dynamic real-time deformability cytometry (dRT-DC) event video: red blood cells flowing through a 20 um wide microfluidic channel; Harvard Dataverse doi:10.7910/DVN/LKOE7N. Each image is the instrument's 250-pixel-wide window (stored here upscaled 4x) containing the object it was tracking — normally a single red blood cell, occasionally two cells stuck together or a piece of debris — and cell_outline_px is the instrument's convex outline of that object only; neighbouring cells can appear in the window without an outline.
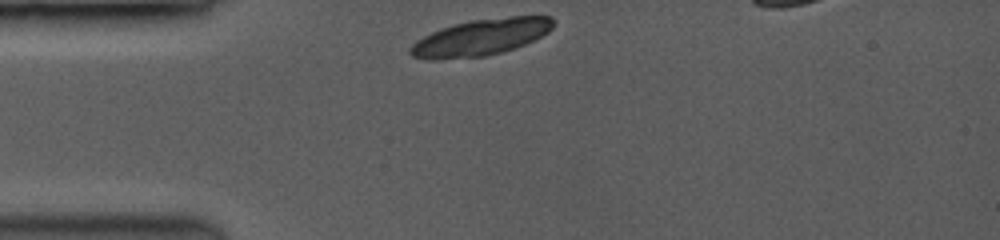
{"species": "common noctule bat (a hibernating species)", "species_latin": "Nyctalus noctula", "temperature_condition": "room temperature", "stored_images_in_passage": 23, "camera_frame_rate_fps": 3500, "um_per_image_px": 0.085, "animal": {"sex": "female", "body_mass_g": 19.0, "forearm_length_mm": 53.3}, "frame": {"image": 1, "passage_image": 1, "time_ms": 0.0, "image_size_px": [1000, 240], "cell_outline_px": [[556, 20], [552, 28], [548, 32], [524, 44], [500, 52], [484, 56], [436, 60], [428, 60], [412, 56], [408, 52], [408, 48], [416, 40], [440, 28], [452, 24], [468, 20], [508, 16], [552, 16]], "centroid_in_image_um": [40.83, 3.16], "position_along_channel_um": 44.2, "area_um2": 30.52}}